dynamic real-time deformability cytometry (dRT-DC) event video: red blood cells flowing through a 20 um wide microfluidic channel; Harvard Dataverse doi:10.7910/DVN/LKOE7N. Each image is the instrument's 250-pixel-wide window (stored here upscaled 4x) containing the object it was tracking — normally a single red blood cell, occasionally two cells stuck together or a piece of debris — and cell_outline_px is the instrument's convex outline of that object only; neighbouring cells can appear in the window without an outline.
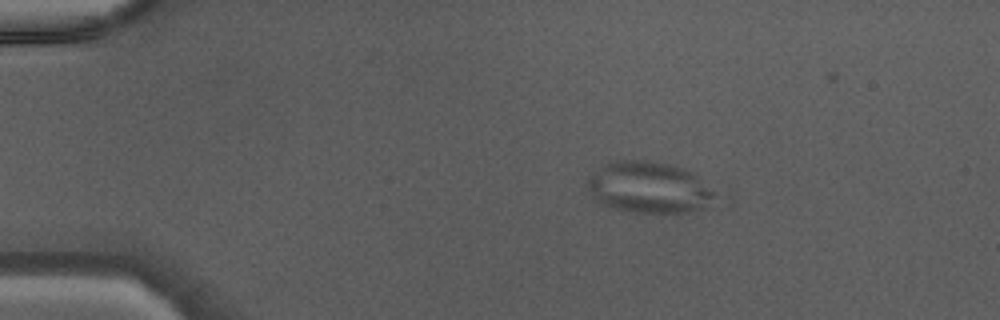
{"species": "Egyptian fruit bat (a non-hibernating species)", "species_latin": "Rousettus aegyptiacus", "temperature_condition": "warm", "stored_images_in_passage": 38, "camera_frame_rate_fps": 3000, "um_per_image_px": 0.085, "animal": {"sex": "male"}, "frame": {"image": 1, "passage_image": 1, "time_ms": 0.0, "image_size_px": [1000, 320], "cell_outline_px": [[712, 196], [704, 208], [688, 212], [636, 212], [616, 208], [604, 204], [596, 200], [592, 196], [588, 184], [588, 180], [604, 164], [620, 160], [644, 160], [684, 168], [692, 172], [712, 192]], "centroid_in_image_um": [55.12, 15.93], "position_along_channel_um": 29.9, "area_um2": 36.82}}
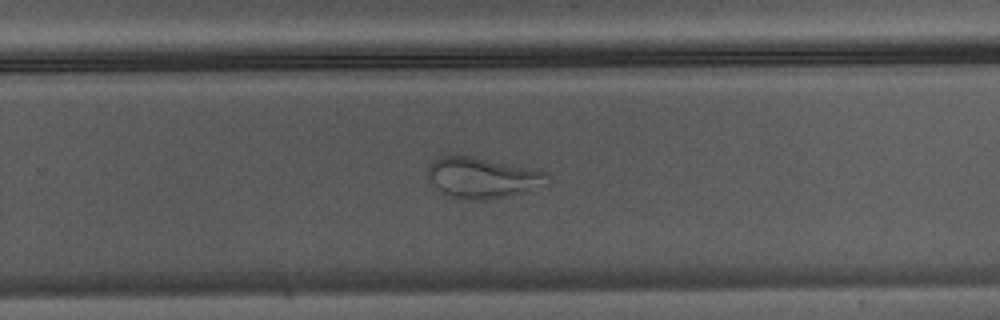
{"frame": {"image": 2, "passage_image": 23, "time_ms": 7.333, "image_size_px": [1000, 320], "cell_outline_px": [[552, 176], [532, 192], [484, 200], [468, 200], [448, 196], [440, 192], [428, 180], [428, 164], [436, 156], [456, 152], [552, 172]], "centroid_in_image_um": [40.99, 15.07], "position_along_channel_um": 288.8, "area_um2": 29.77}}
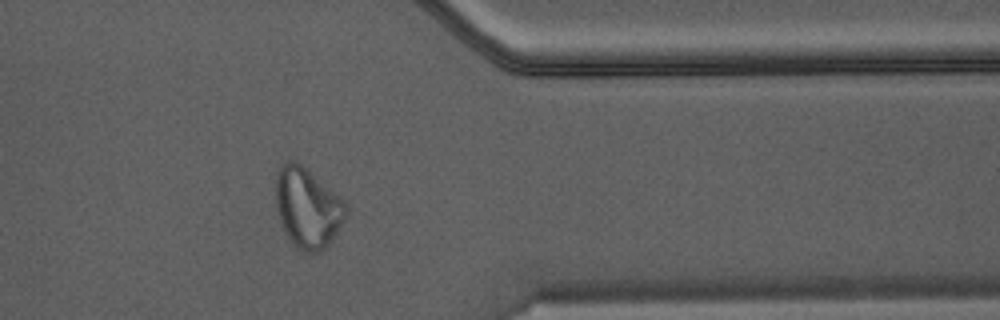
{"frame": {"image": 3, "passage_image": 30, "time_ms": 9.667, "image_size_px": [1000, 320], "cell_outline_px": [[348, 212], [344, 220], [332, 240], [320, 252], [308, 252], [296, 248], [288, 236], [280, 220], [276, 204], [276, 176], [280, 164], [288, 160], [296, 160], [340, 196], [348, 204]], "centroid_in_image_um": [26.16, 17.63], "position_along_channel_um": 385.2, "area_um2": 32.66}}